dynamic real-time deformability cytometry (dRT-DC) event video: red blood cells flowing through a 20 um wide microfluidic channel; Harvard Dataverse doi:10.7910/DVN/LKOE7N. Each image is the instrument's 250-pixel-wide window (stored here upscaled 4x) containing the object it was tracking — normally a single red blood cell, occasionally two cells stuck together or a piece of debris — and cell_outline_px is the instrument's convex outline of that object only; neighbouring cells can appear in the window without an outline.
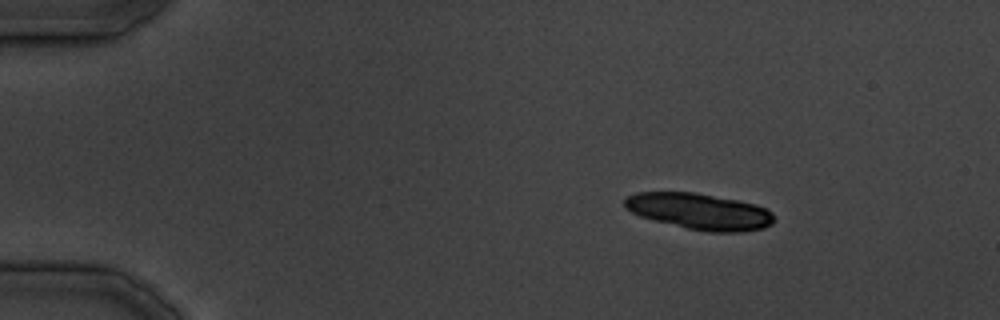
{"species": "common noctule bat (a hibernating species)", "species_latin": "Nyctalus noctula", "temperature_condition": "cold", "stored_images_in_passage": 9, "camera_frame_rate_fps": 3000, "um_per_image_px": 0.085, "animal": {"sex": "male", "body_mass_g": 19.5, "forearm_length_mm": 54.6}, "frame": {"image": 1, "passage_image": 1, "time_ms": 0.0, "image_size_px": [1000, 320], "cell_outline_px": [[776, 220], [772, 224], [764, 228], [740, 232], [708, 232], [688, 228], [640, 216], [624, 208], [624, 200], [628, 196], [636, 192], [696, 192], [756, 204], [772, 212], [776, 216]], "centroid_in_image_um": [59.49, 17.96], "position_along_channel_um": 25.5, "area_um2": 31.5}}